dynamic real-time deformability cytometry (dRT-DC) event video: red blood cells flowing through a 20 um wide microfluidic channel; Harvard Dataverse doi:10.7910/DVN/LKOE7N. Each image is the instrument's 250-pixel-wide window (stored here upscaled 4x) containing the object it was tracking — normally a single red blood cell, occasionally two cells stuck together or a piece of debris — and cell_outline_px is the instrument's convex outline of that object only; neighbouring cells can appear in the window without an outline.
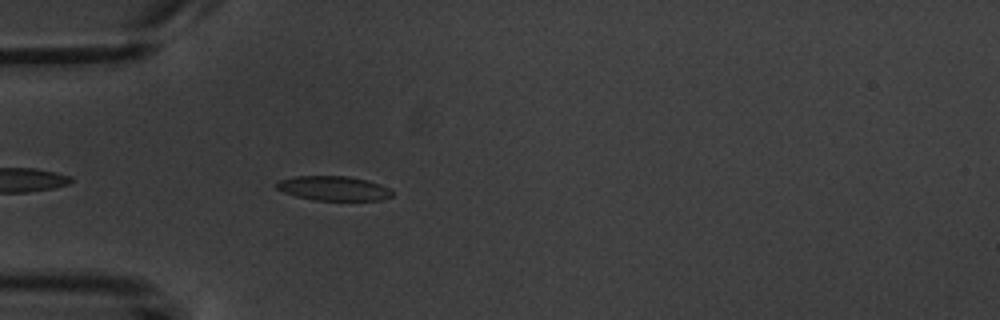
{"species": "common noctule bat (a hibernating species)", "species_latin": "Nyctalus noctula", "temperature_condition": "warm", "stored_images_in_passage": 5, "camera_frame_rate_fps": 3000, "um_per_image_px": 0.085, "animal": {"sex": "male", "body_mass_g": 20.1, "forearm_length_mm": 53.5}, "frame": {"image": 1, "passage_image": 5, "time_ms": 5.333, "image_size_px": [1000, 320], "cell_outline_px": [[392, 196], [380, 200], [312, 200], [296, 196], [284, 192], [276, 188], [276, 184], [280, 180], [296, 176], [348, 176], [368, 180], [380, 184], [388, 188], [392, 192]], "centroid_in_image_um": [28.35, 16.0], "position_along_channel_um": 56.6, "area_um2": 16.42}}